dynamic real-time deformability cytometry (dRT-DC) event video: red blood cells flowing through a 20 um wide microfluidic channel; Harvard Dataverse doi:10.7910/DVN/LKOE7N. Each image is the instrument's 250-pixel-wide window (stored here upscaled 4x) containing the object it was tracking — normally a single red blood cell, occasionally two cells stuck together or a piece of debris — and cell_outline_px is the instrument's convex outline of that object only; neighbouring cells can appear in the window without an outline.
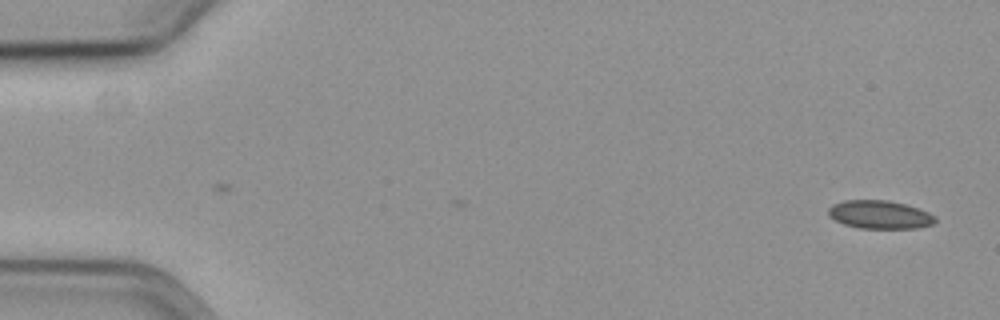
{"species": "common noctule bat (a hibernating species)", "species_latin": "Nyctalus noctula", "temperature_condition": "cold", "stored_images_in_passage": 2, "camera_frame_rate_fps": 3000, "um_per_image_px": 0.085, "animal": {"sex": "female", "body_mass_g": 19.3, "forearm_length_mm": 54.1}, "frame": {"image": 1, "passage_image": 2, "time_ms": 0.333, "image_size_px": [1000, 320], "cell_outline_px": [[936, 220], [932, 224], [916, 228], [860, 228], [844, 224], [828, 216], [828, 208], [832, 204], [844, 200], [888, 200], [908, 204], [928, 212], [936, 216]], "centroid_in_image_um": [74.77, 18.23], "position_along_channel_um": 10.2, "area_um2": 17.69}}